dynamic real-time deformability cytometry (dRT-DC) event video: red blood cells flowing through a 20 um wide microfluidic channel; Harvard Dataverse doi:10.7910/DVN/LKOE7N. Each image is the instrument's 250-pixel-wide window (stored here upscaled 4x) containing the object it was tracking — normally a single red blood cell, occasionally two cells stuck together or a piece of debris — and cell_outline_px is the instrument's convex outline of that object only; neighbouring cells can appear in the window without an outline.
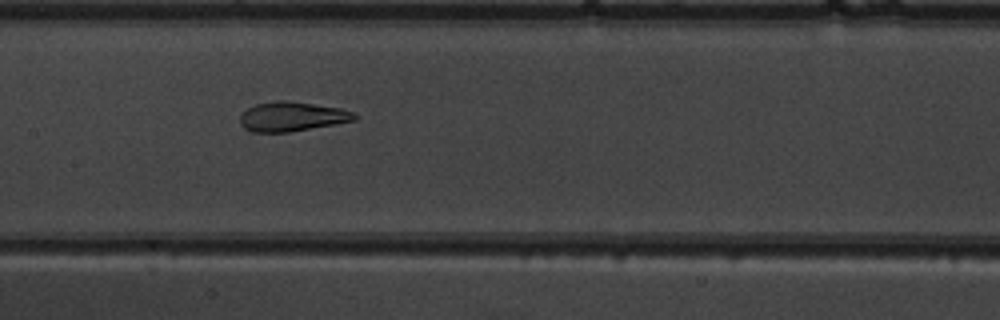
{"species": "common noctule bat (a hibernating species)", "species_latin": "Nyctalus noctula", "temperature_condition": "warm", "stored_images_in_passage": 28, "camera_frame_rate_fps": 3000, "um_per_image_px": 0.085, "animal": {"sex": "male", "body_mass_g": 19.5, "forearm_length_mm": 54.6}, "frame": {"image": 1, "passage_image": 9, "time_ms": 2.667, "image_size_px": [1000, 320], "cell_outline_px": [[360, 116], [356, 120], [288, 132], [252, 132], [244, 128], [240, 124], [240, 116], [248, 108], [256, 104], [276, 100], [288, 100], [340, 108], [356, 112]], "centroid_in_image_um": [24.84, 9.9], "position_along_channel_um": 182.6, "area_um2": 19.71}, "authors_computed_cell_mechanics": {"area_um2": 19.8832, "velocity_mm_per_s": 4.0834, "shape_relaxation_time_tau1_ms": 10.0501, "shape_relaxation_time_tau2_ms": 1.0829, "deformation_change_tau1": 0.2369, "deformation_change_tau2": 0.0636}}